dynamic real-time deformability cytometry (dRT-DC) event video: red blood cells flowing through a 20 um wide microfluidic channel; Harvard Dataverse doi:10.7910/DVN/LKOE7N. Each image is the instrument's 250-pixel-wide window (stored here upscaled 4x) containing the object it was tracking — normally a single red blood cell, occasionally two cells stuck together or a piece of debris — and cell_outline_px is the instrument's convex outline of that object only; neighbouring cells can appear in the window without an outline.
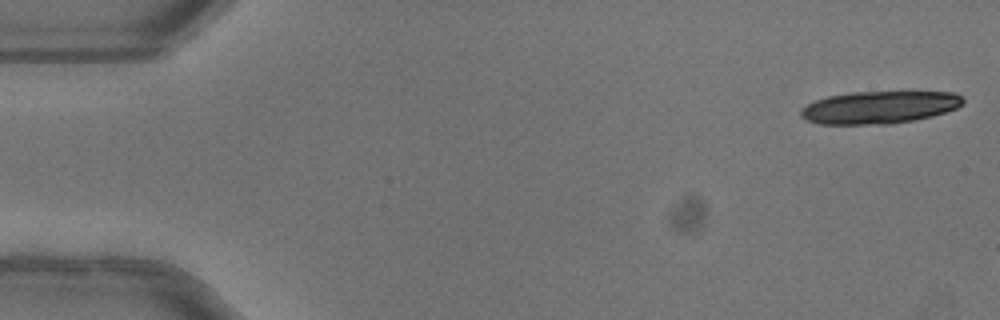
{"species": "common noctule bat (a hibernating species)", "species_latin": "Nyctalus noctula", "temperature_condition": "warm", "stored_images_in_passage": 8, "camera_frame_rate_fps": 3000, "um_per_image_px": 0.085, "animal": {"sex": "female"}, "frame": {"image": 1, "passage_image": 1, "time_ms": 0.0, "image_size_px": [1000, 320], "cell_outline_px": [[964, 104], [956, 108], [932, 116], [892, 124], [820, 124], [808, 120], [800, 116], [800, 108], [816, 100], [828, 96], [852, 92], [900, 88], [956, 92], [964, 96]], "centroid_in_image_um": [74.86, 9.05], "position_along_channel_um": 10.1, "area_um2": 32.25}}